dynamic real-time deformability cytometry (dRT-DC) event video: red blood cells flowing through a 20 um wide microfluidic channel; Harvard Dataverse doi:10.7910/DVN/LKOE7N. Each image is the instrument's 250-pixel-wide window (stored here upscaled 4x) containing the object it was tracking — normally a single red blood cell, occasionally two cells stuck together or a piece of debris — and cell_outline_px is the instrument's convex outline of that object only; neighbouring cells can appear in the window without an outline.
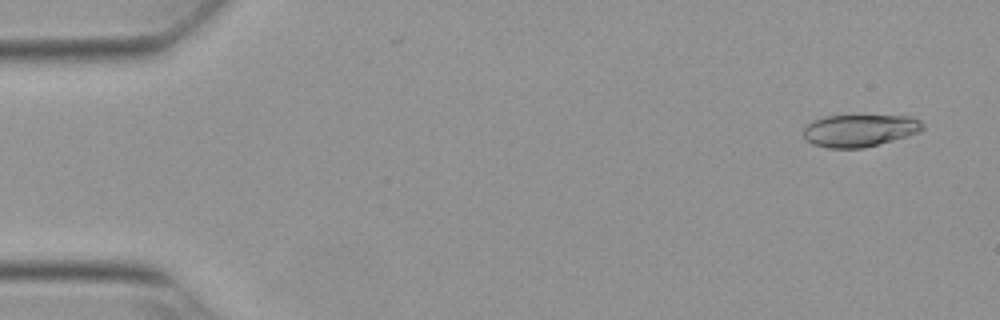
{"species": "Egyptian fruit bat (a non-hibernating species)", "species_latin": "Rousettus aegyptiacus", "temperature_condition": "warm", "stored_images_in_passage": 54, "camera_frame_rate_fps": 3000, "um_per_image_px": 0.085, "animal": {"sex": "female"}, "frame": {"image": 1, "passage_image": 3, "time_ms": 0.667, "image_size_px": [1000, 320], "cell_outline_px": [[924, 128], [920, 132], [908, 136], [864, 148], [828, 148], [812, 144], [804, 136], [804, 124], [812, 120], [824, 116], [912, 116], [920, 120], [924, 124]], "centroid_in_image_um": [73.07, 11.09], "position_along_channel_um": 11.9, "area_um2": 22.6}}
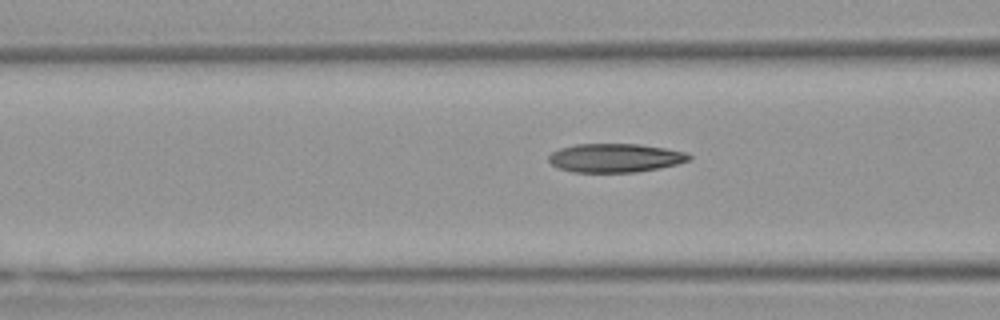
{"frame": {"image": 2, "passage_image": 21, "time_ms": 6.667, "image_size_px": [1000, 320], "cell_outline_px": [[692, 160], [660, 168], [636, 172], [572, 172], [556, 168], [548, 160], [548, 156], [552, 152], [560, 148], [576, 144], [640, 144], [688, 152], [692, 156]], "centroid_in_image_um": [52.3, 13.42], "position_along_channel_um": 114.3, "area_um2": 23.7}}
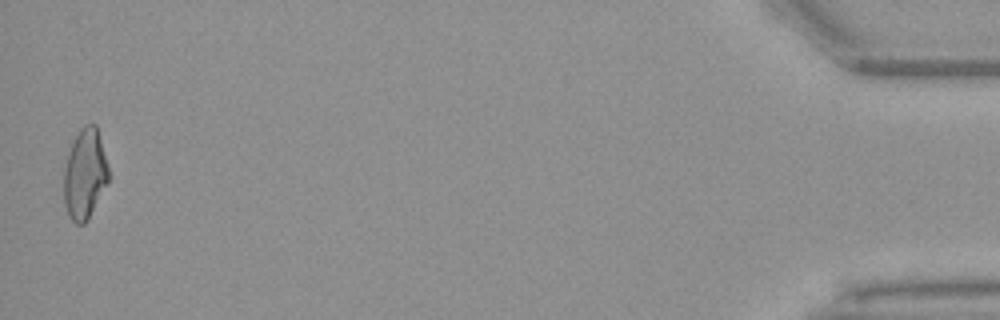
{"frame": {"image": 3, "passage_image": 53, "time_ms": 17.333, "image_size_px": [1000, 320], "cell_outline_px": [[112, 176], [88, 220], [84, 224], [76, 224], [68, 216], [64, 204], [64, 168], [68, 152], [72, 140], [80, 128], [84, 124], [96, 124]], "centroid_in_image_um": [7.23, 14.79], "position_along_channel_um": 428.0, "area_um2": 24.16}, "authors_computed_cell_mechanics": {"area_um2": 23.3512, "velocity_mm_per_s": 3.8176, "shape_relaxation_time_tau1_ms": 7.3961, "shape_relaxation_time_tau2_ms": 2.3186, "deformation_change_tau1": 0.2372, "deformation_change_tau2": 0.103}}